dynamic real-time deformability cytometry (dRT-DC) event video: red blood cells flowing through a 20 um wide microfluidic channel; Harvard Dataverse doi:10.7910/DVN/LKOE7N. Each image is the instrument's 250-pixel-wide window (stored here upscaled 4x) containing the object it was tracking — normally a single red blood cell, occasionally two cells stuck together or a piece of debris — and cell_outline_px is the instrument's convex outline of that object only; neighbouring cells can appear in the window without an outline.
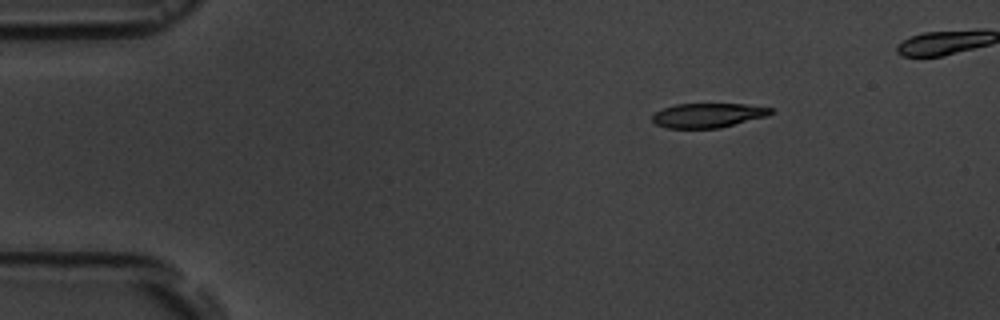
{"species": "common noctule bat (a hibernating species)", "species_latin": "Nyctalus noctula", "temperature_condition": "room temperature", "stored_images_in_passage": 4, "camera_frame_rate_fps": 3000, "um_per_image_px": 0.085, "animal": {"sex": "male", "body_mass_g": 19.5, "forearm_length_mm": 54.6}, "frame": {"image": 1, "passage_image": 1, "time_ms": 0.0, "image_size_px": [1000, 320], "cell_outline_px": [[772, 112], [768, 116], [720, 128], [668, 128], [656, 124], [652, 120], [652, 116], [656, 112], [664, 108], [676, 104], [744, 104], [772, 108]], "centroid_in_image_um": [60.19, 9.81], "position_along_channel_um": 24.8, "area_um2": 16.76}}